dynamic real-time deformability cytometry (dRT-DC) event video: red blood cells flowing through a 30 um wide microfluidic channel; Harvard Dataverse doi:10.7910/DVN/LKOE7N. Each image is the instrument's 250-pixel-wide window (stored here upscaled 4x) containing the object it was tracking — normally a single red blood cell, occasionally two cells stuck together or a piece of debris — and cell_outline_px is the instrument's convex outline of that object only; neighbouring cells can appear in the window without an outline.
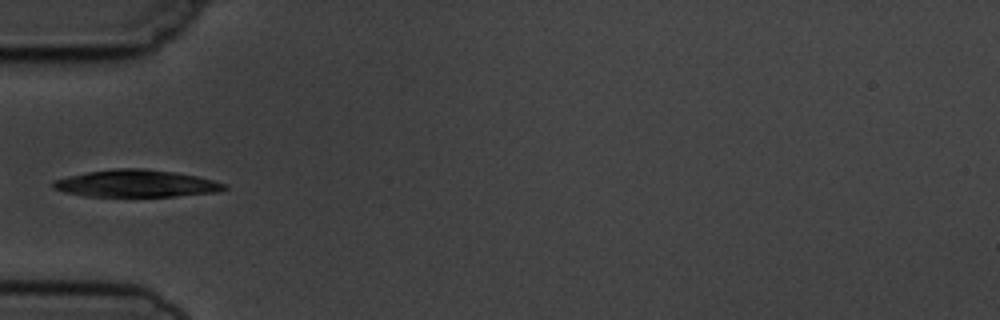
{"species": "common noctule bat (a hibernating species)", "species_latin": "Nyctalus noctula", "temperature_condition": "cold", "stored_images_in_passage": 6, "camera_frame_rate_fps": 3000, "um_per_image_px": 0.085, "animal": {"sex": "male", "body_mass_g": 19.5, "forearm_length_mm": 54.6}, "frame": {"image": 1, "passage_image": 5, "time_ms": 5.667, "image_size_px": [1000, 320], "cell_outline_px": [[228, 188], [220, 192], [176, 196], [84, 196], [64, 192], [52, 188], [52, 180], [68, 176], [88, 172], [116, 168], [144, 168], [176, 172], [196, 176], [228, 184]], "centroid_in_image_um": [11.59, 15.6], "position_along_channel_um": 73.4, "area_um2": 27.28}}
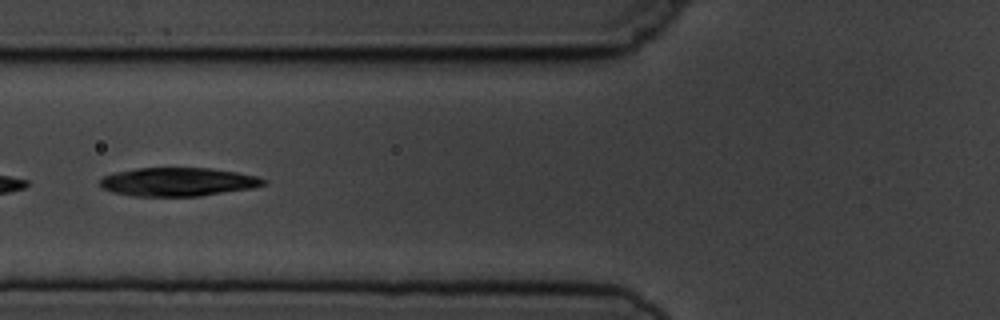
{"frame": {"image": 2, "passage_image": 6, "time_ms": 6.667, "image_size_px": [1000, 320], "cell_outline_px": [[268, 180], [264, 184], [252, 188], [200, 196], [132, 196], [112, 192], [100, 188], [100, 180], [104, 176], [116, 172], [136, 168], [208, 168], [236, 172], [256, 176]], "centroid_in_image_um": [15.1, 15.46], "position_along_channel_um": 110.7, "area_um2": 27.17}}